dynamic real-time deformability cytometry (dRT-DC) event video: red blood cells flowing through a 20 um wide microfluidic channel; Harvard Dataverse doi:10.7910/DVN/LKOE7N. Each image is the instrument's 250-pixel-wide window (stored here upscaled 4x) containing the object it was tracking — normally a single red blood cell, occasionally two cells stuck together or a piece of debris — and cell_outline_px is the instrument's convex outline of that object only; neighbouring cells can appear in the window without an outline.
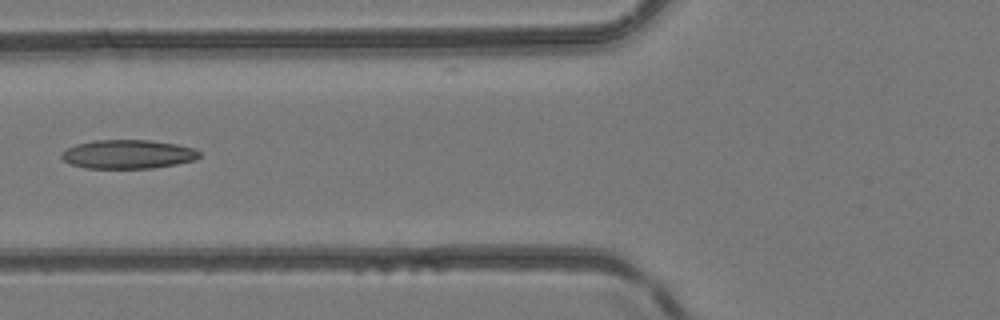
{"species": "common noctule bat (a hibernating species)", "species_latin": "Nyctalus noctula", "temperature_condition": "room temperature", "stored_images_in_passage": 6, "camera_frame_rate_fps": 3000, "um_per_image_px": 0.085, "animal": {"sex": "female", "body_mass_g": 24.6, "forearm_length_mm": 56.2}, "frame": {"image": 1, "passage_image": 6, "time_ms": 1.667, "image_size_px": [1000, 320], "cell_outline_px": [[200, 156], [196, 160], [176, 164], [152, 168], [84, 168], [68, 164], [60, 156], [60, 152], [76, 144], [92, 140], [148, 140], [176, 144], [192, 148], [200, 152]], "centroid_in_image_um": [10.83, 13.11], "position_along_channel_um": 115.0, "area_um2": 23.29}}